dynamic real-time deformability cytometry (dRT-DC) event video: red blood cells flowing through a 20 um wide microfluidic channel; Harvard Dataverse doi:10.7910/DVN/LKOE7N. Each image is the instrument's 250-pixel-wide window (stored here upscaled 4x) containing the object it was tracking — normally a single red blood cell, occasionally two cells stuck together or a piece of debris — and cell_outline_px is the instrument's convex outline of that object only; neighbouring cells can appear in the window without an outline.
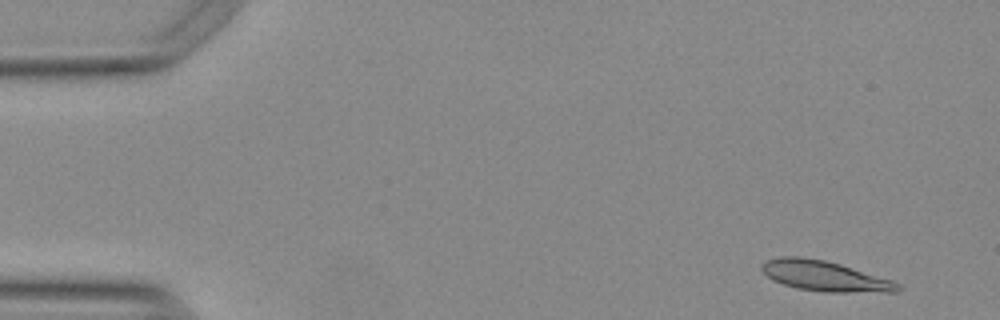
{"species": "Egyptian fruit bat (a non-hibernating species)", "species_latin": "Rousettus aegyptiacus", "temperature_condition": "warm", "stored_images_in_passage": 47, "camera_frame_rate_fps": 3000, "um_per_image_px": 0.085, "animal": {"sex": "female"}, "frame": {"image": 1, "passage_image": 2, "time_ms": 0.333, "image_size_px": [1000, 320], "cell_outline_px": [[900, 288], [896, 292], [828, 292], [800, 288], [784, 284], [772, 280], [760, 268], [760, 264], [764, 260], [780, 256], [804, 256], [824, 260], [840, 264], [892, 280], [900, 284]], "centroid_in_image_um": [70.06, 23.44], "position_along_channel_um": 14.9, "area_um2": 23.93}}
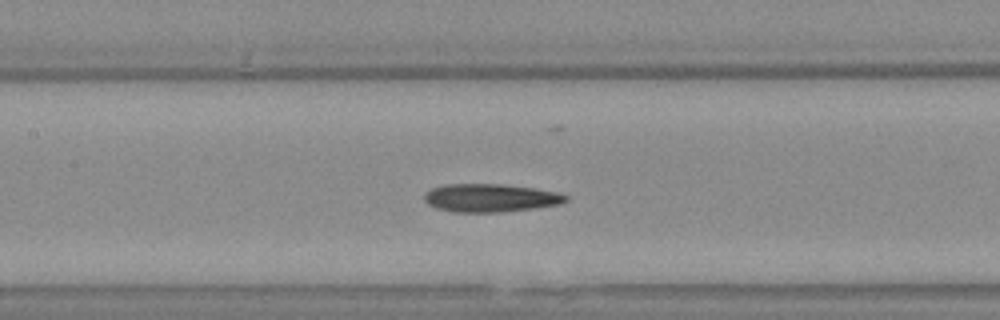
{"frame": {"image": 2, "passage_image": 23, "time_ms": 7.333, "image_size_px": [1000, 320], "cell_outline_px": [[568, 200], [560, 204], [536, 208], [500, 212], [452, 212], [436, 208], [428, 204], [424, 200], [424, 192], [432, 188], [444, 184], [500, 184], [536, 188], [556, 192], [568, 196]], "centroid_in_image_um": [41.66, 16.82], "position_along_channel_um": 165.7, "area_um2": 23.35}}
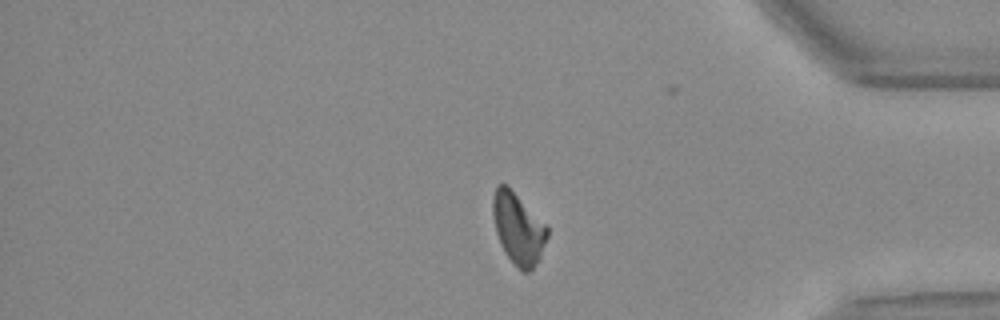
{"frame": {"image": 3, "passage_image": 43, "time_ms": 14.0, "image_size_px": [1000, 320], "cell_outline_px": [[548, 236], [540, 260], [528, 272], [524, 272], [508, 256], [496, 232], [492, 212], [492, 200], [496, 188], [500, 184], [504, 184], [548, 228]], "centroid_in_image_um": [44.05, 19.46], "position_along_channel_um": 391.1, "area_um2": 21.56}}